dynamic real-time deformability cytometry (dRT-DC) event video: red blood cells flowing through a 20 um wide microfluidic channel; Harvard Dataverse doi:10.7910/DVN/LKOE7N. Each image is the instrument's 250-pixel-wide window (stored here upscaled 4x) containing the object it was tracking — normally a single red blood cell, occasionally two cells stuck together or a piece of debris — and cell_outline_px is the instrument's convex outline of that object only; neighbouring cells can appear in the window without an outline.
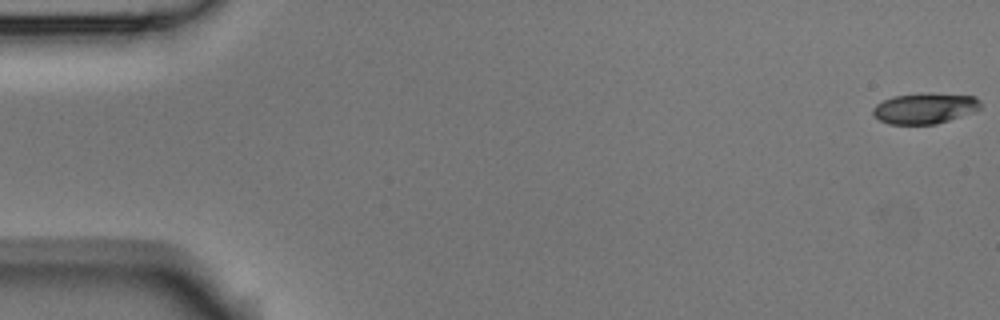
{"species": "Egyptian fruit bat (a non-hibernating species)", "species_latin": "Rousettus aegyptiacus", "temperature_condition": "room temperature", "stored_images_in_passage": 4, "camera_frame_rate_fps": 3000, "um_per_image_px": 0.085, "animal": {"sex": "male"}, "frame": {"image": 1, "passage_image": 1, "time_ms": 0.0, "image_size_px": [1000, 320], "cell_outline_px": [[980, 108], [976, 112], [936, 124], [888, 124], [880, 120], [872, 112], [872, 108], [876, 104], [892, 96], [976, 96], [980, 100]], "centroid_in_image_um": [78.6, 9.27], "position_along_channel_um": 6.4, "area_um2": 18.32}}